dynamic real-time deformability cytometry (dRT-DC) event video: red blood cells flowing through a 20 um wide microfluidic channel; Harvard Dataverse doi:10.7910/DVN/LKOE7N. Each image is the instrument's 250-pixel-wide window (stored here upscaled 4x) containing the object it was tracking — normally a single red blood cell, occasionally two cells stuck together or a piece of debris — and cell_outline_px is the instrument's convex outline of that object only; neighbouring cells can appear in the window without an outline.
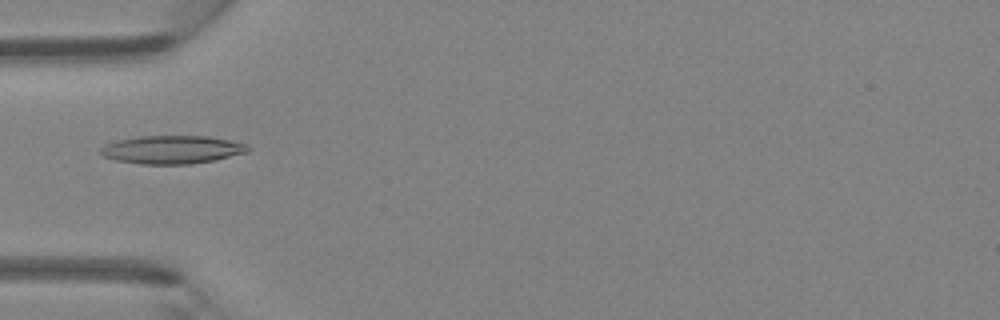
{"species": "Egyptian fruit bat (a non-hibernating species)", "species_latin": "Rousettus aegyptiacus", "temperature_condition": "room temperature", "stored_images_in_passage": 40, "camera_frame_rate_fps": 3000, "um_per_image_px": 0.085, "animal": {"sex": "female"}, "frame": {"image": 1, "passage_image": 9, "time_ms": 2.667, "image_size_px": [1000, 320], "cell_outline_px": [[252, 148], [248, 152], [216, 160], [188, 164], [140, 164], [116, 160], [104, 156], [100, 152], [100, 148], [104, 144], [116, 140], [140, 136], [208, 136], [248, 144]], "centroid_in_image_um": [14.64, 12.71], "position_along_channel_um": 70.4, "area_um2": 24.33}}
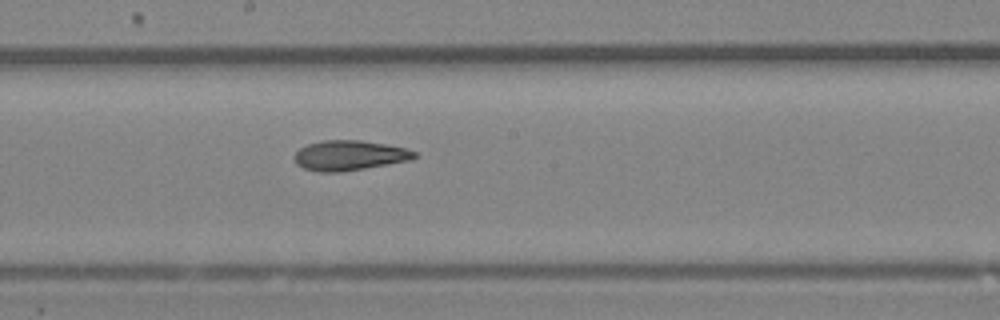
{"frame": {"image": 2, "passage_image": 19, "time_ms": 6.0, "image_size_px": [1000, 320], "cell_outline_px": [[420, 156], [412, 160], [340, 172], [320, 172], [304, 168], [296, 164], [296, 152], [300, 148], [308, 144], [320, 140], [360, 140], [408, 148], [416, 152]], "centroid_in_image_um": [29.75, 13.2], "position_along_channel_um": 218.4, "area_um2": 20.98}}
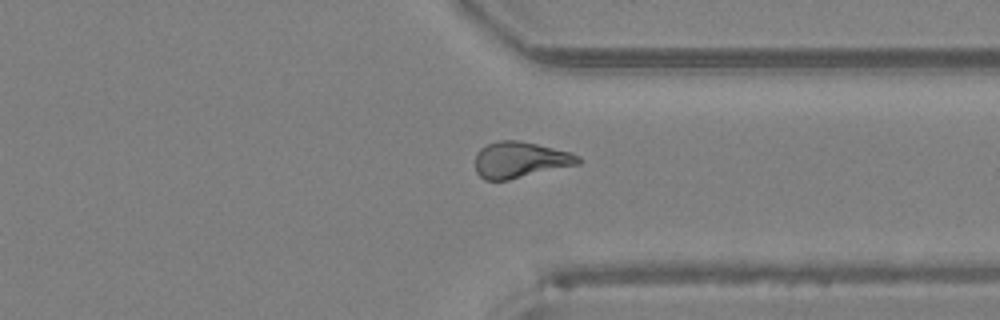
{"frame": {"image": 3, "passage_image": 29, "time_ms": 9.333, "image_size_px": [1000, 320], "cell_outline_px": [[580, 164], [508, 180], [484, 180], [476, 172], [476, 152], [480, 148], [496, 140], [516, 140], [536, 144], [572, 152], [580, 156]], "centroid_in_image_um": [44.21, 13.58], "position_along_channel_um": 367.2, "area_um2": 21.73}}